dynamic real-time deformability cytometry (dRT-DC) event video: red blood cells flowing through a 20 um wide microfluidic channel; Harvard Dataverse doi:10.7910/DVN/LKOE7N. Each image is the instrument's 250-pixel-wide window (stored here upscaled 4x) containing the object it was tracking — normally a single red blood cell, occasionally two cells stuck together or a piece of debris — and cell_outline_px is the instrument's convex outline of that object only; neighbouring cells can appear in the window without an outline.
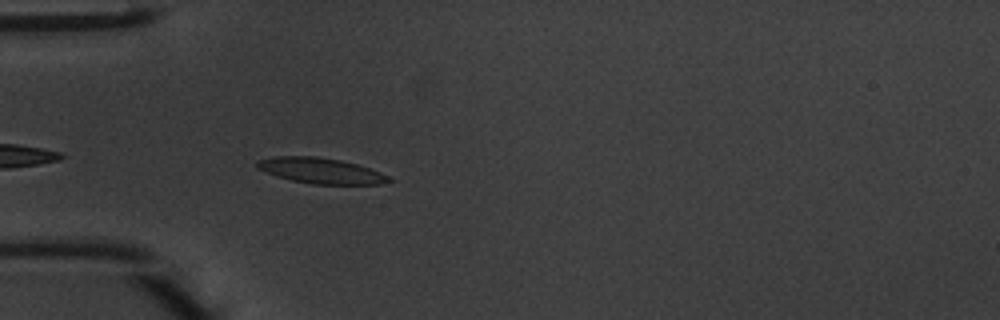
{"species": "common noctule bat (a hibernating species)", "species_latin": "Nyctalus noctula", "temperature_condition": "warm", "stored_images_in_passage": 12, "camera_frame_rate_fps": 3000, "um_per_image_px": 0.085, "animal": {"sex": "male", "body_mass_g": 20.1, "forearm_length_mm": 53.5}, "frame": {"image": 1, "passage_image": 3, "time_ms": 0.667, "image_size_px": [1000, 320], "cell_outline_px": [[396, 180], [380, 184], [312, 184], [292, 180], [276, 176], [256, 168], [256, 160], [276, 156], [316, 156], [340, 160], [356, 164], [380, 172]], "centroid_in_image_um": [27.25, 14.51], "position_along_channel_um": 57.7, "area_um2": 19.65}}